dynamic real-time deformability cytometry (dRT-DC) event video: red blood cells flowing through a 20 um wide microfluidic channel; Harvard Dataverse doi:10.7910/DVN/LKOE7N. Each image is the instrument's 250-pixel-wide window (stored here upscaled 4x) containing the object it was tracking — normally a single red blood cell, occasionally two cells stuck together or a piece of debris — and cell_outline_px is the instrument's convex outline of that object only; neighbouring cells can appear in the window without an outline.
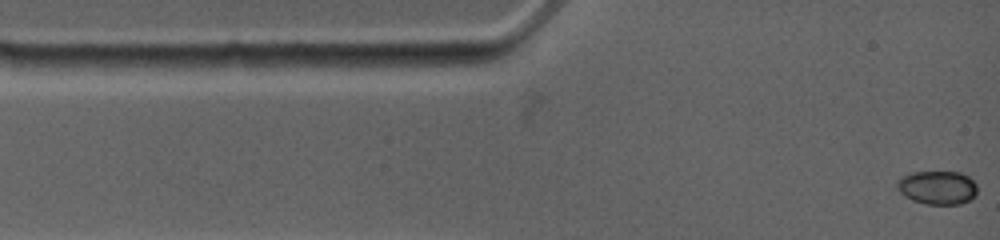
{"species": "common noctule bat (a hibernating species)", "species_latin": "Nyctalus noctula", "temperature_condition": "warm", "stored_images_in_passage": 26, "camera_frame_rate_fps": 4500, "um_per_image_px": 0.085, "animal": {"sex": "female", "body_mass_g": 19.0, "forearm_length_mm": 53.3}, "frame": {"image": 1, "passage_image": 1, "time_ms": 0.0, "image_size_px": [1000, 240], "cell_outline_px": [[976, 192], [968, 200], [960, 204], [928, 204], [912, 200], [904, 196], [896, 188], [896, 180], [900, 176], [912, 172], [960, 172], [968, 176], [976, 184]], "centroid_in_image_um": [79.62, 15.93], "position_along_channel_um": 5.4, "area_um2": 15.72}}
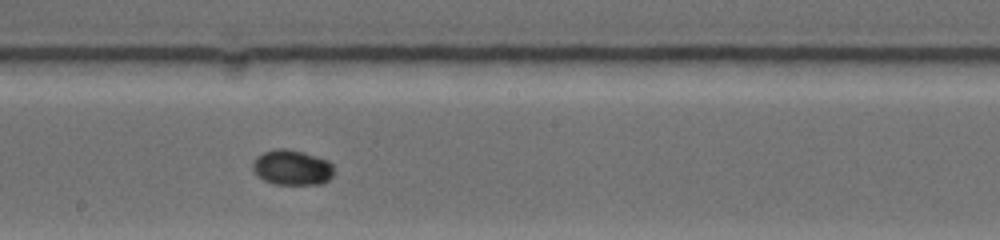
{"frame": {"image": 2, "passage_image": 15, "time_ms": 6.889, "image_size_px": [1000, 240], "cell_outline_px": [[332, 176], [328, 180], [320, 184], [272, 184], [264, 180], [252, 168], [252, 164], [256, 156], [264, 152], [276, 148], [288, 148], [304, 152], [328, 160], [332, 164]], "centroid_in_image_um": [24.81, 14.22], "position_along_channel_um": 223.4, "area_um2": 16.65}}
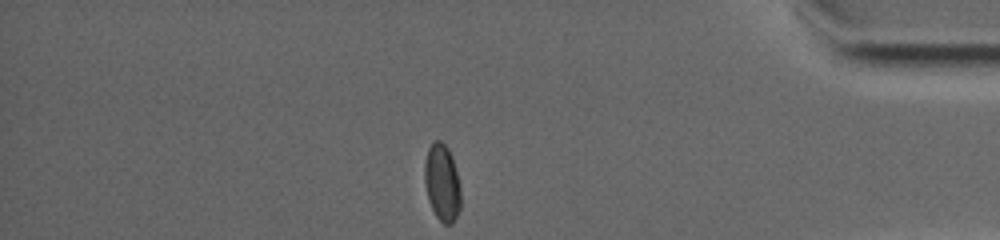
{"frame": {"image": 3, "passage_image": 26, "time_ms": 12.444, "image_size_px": [1000, 240], "cell_outline_px": [[460, 208], [452, 224], [444, 224], [436, 216], [428, 200], [424, 180], [424, 164], [428, 148], [432, 140], [440, 140], [448, 148], [452, 156], [460, 184]], "centroid_in_image_um": [37.57, 15.5], "position_along_channel_um": 397.6, "area_um2": 16.36}, "authors_computed_cell_mechanics": {"area_um2": 16.0684, "velocity_mm_per_s": 3.8342, "shape_relaxation_time_tau1_ms": 5.619, "shape_relaxation_time_tau2_ms": null, "deformation_change_tau1": 0.1501, "deformation_change_tau2": null}}